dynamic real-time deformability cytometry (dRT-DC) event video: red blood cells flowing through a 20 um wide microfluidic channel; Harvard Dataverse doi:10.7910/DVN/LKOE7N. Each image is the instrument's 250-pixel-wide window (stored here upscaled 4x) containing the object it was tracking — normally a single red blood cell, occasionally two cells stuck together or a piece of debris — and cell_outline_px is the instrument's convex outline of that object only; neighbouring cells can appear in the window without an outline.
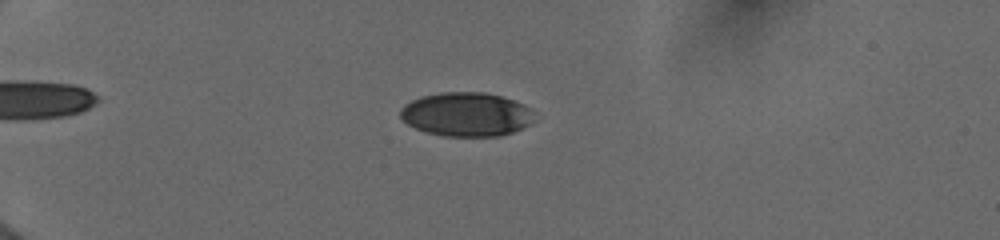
{"species": "human", "species_latin": "Homo sapiens", "temperature_condition": "cold", "stored_images_in_passage": 54, "camera_frame_rate_fps": 3000, "um_per_image_px": 0.085, "donor": {"sex": "female"}, "frame": {"image": 1, "passage_image": 16, "time_ms": 5.0, "image_size_px": [1000, 240], "cell_outline_px": [[532, 120], [528, 124], [512, 132], [500, 136], [444, 136], [428, 132], [416, 128], [408, 124], [400, 116], [400, 108], [404, 104], [420, 96], [440, 92], [484, 92], [504, 96], [524, 104], [532, 108]], "centroid_in_image_um": [39.63, 9.7], "position_along_channel_um": 45.4, "area_um2": 34.33}}
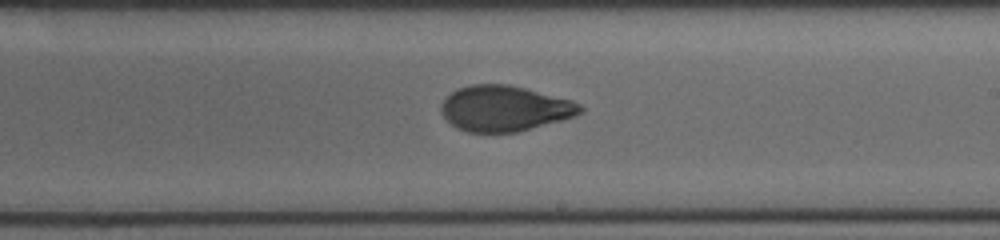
{"frame": {"image": 2, "passage_image": 35, "time_ms": 11.333, "image_size_px": [1000, 240], "cell_outline_px": [[584, 112], [576, 116], [516, 132], [468, 132], [456, 128], [440, 112], [440, 104], [456, 88], [472, 84], [508, 84], [572, 100], [580, 104], [584, 108]], "centroid_in_image_um": [42.89, 9.21], "position_along_channel_um": 246.1, "area_um2": 36.88}}
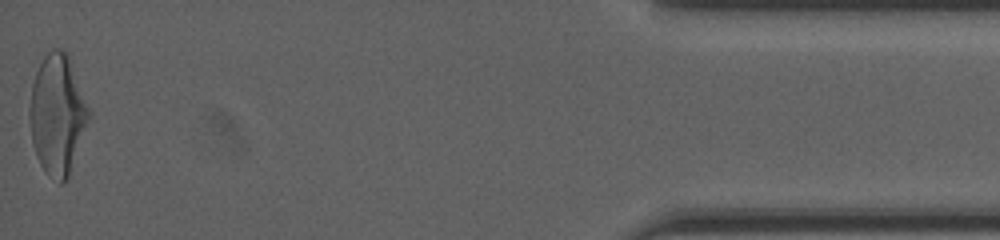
{"frame": {"image": 3, "passage_image": 54, "time_ms": 17.667, "image_size_px": [1000, 240], "cell_outline_px": [[92, 112], [68, 176], [60, 184], [48, 176], [40, 164], [36, 156], [32, 144], [28, 116], [28, 108], [32, 84], [36, 72], [44, 56], [52, 48], [60, 48], [68, 52]], "centroid_in_image_um": [4.88, 9.69], "position_along_channel_um": 430.3, "area_um2": 41.91}, "authors_computed_cell_mechanics": {"area_um2": 37.0787, "velocity_mm_per_s": 3.9962, "shape_relaxation_time_tau1_ms": 6.4707, "shape_relaxation_time_tau2_ms": 1.3619, "deformation_change_tau1": 0.2088, "deformation_change_tau2": 0.0619}}